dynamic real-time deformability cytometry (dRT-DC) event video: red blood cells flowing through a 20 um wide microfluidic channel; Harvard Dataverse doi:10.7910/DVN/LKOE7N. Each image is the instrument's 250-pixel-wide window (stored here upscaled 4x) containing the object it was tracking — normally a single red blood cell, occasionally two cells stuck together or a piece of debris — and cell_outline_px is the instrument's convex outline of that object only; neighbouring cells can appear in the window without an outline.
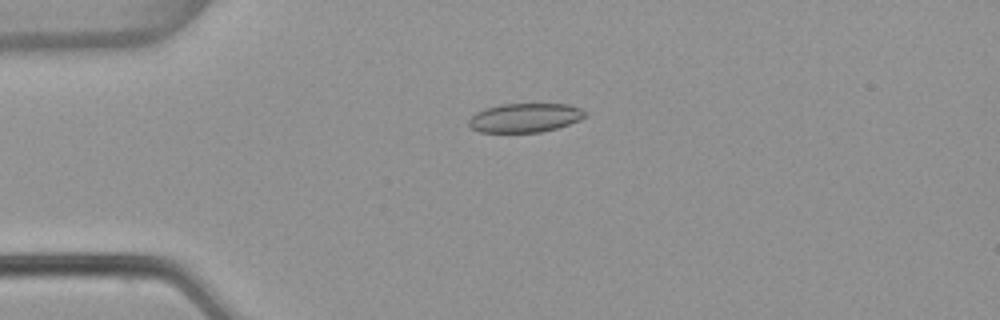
{"species": "common noctule bat (a hibernating species)", "species_latin": "Nyctalus noctula", "temperature_condition": "warm", "stored_images_in_passage": 3, "camera_frame_rate_fps": 3000, "um_per_image_px": 0.085, "animal": {"sex": "female", "body_mass_g": 22.7, "forearm_length_mm": 54.2}, "frame": {"image": 1, "passage_image": 3, "time_ms": 0.667, "image_size_px": [1000, 320], "cell_outline_px": [[584, 116], [580, 120], [556, 128], [540, 132], [480, 132], [472, 128], [468, 124], [468, 120], [476, 112], [484, 108], [500, 104], [568, 104], [580, 108], [584, 112]], "centroid_in_image_um": [44.58, 10.0], "position_along_channel_um": 40.4, "area_um2": 19.54}}